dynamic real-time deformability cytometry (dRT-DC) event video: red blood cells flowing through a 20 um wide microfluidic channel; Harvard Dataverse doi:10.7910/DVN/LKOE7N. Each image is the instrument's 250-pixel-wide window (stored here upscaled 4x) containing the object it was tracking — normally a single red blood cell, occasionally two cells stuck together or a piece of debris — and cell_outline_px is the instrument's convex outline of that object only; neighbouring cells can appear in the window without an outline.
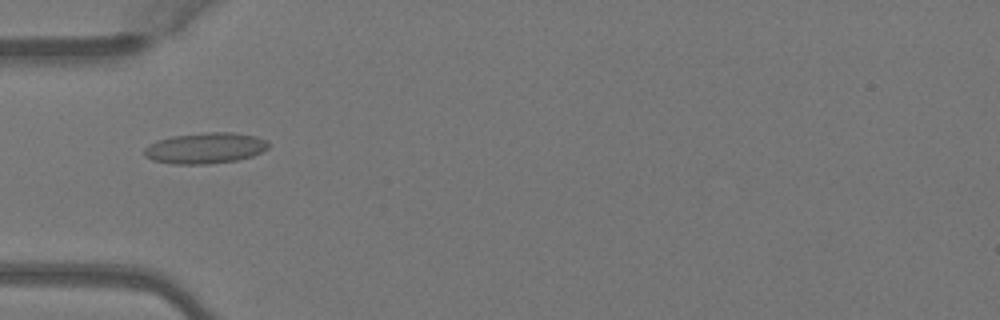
{"species": "Egyptian fruit bat (a non-hibernating species)", "species_latin": "Rousettus aegyptiacus", "temperature_condition": "warm", "stored_images_in_passage": 1, "camera_frame_rate_fps": 3000, "um_per_image_px": 0.085, "animal": {"sex": "female"}, "frame": {"image": 1, "passage_image": 1, "time_ms": 0.0, "image_size_px": [1000, 320], "cell_outline_px": [[268, 148], [252, 156], [236, 160], [208, 164], [172, 164], [152, 160], [144, 156], [144, 148], [148, 144], [156, 140], [172, 136], [208, 132], [232, 132], [256, 136], [268, 140]], "centroid_in_image_um": [17.42, 12.58], "position_along_channel_um": 67.6, "area_um2": 22.48}}